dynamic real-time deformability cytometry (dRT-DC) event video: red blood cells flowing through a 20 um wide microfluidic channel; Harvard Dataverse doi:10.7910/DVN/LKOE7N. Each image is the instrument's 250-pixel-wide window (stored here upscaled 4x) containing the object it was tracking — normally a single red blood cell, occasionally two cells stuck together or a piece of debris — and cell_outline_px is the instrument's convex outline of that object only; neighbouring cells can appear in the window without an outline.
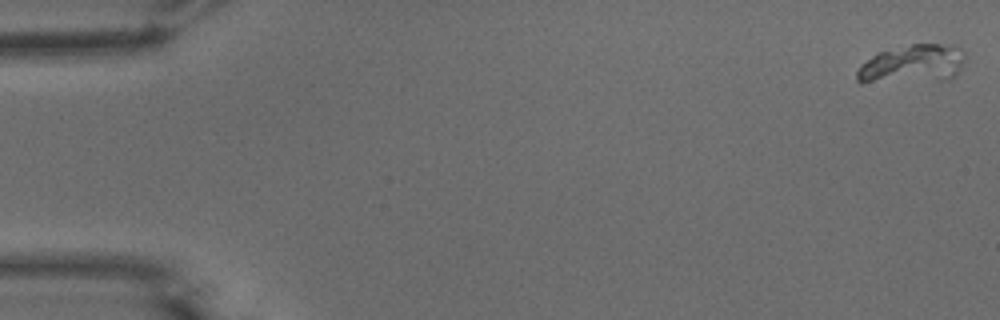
{"species": "common noctule bat (a hibernating species)", "species_latin": "Nyctalus noctula", "temperature_condition": "warm", "stored_images_in_passage": 54, "camera_frame_rate_fps": 3000, "um_per_image_px": 0.085, "animal": {"sex": "male", "body_mass_g": 15.6}, "frame": {"image": 1, "passage_image": 1, "time_ms": 0.0, "image_size_px": [1000, 320], "cell_outline_px": [[968, 56], [956, 72], [948, 80], [860, 84], [856, 80], [856, 72], [860, 64], [872, 56], [880, 52], [912, 44], [940, 44], [964, 52]], "centroid_in_image_um": [77.47, 5.49], "position_along_channel_um": 7.5, "area_um2": 24.28}}
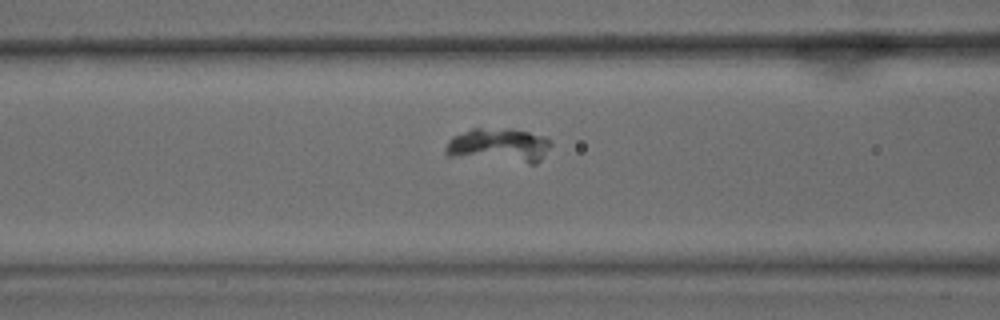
{"frame": {"image": 2, "passage_image": 22, "time_ms": 7.0, "image_size_px": [1000, 320], "cell_outline_px": [[552, 144], [540, 160], [536, 164], [532, 164], [448, 156], [444, 152], [444, 148], [448, 140], [452, 136], [472, 128], [512, 128], [544, 136], [552, 140]], "centroid_in_image_um": [42.38, 12.35], "position_along_channel_um": 124.2, "area_um2": 21.44}}
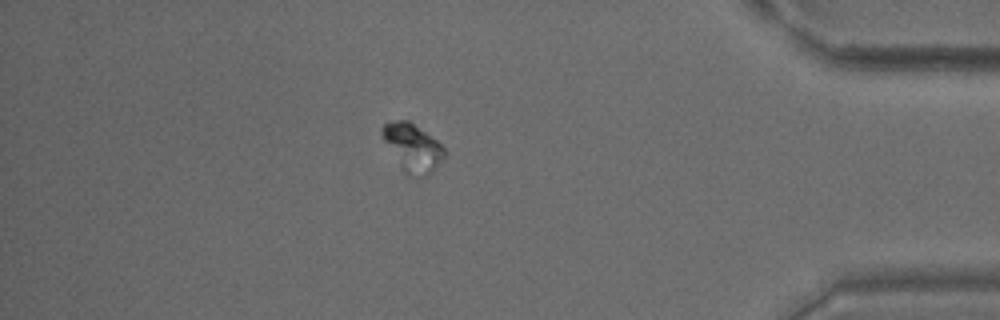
{"frame": {"image": 3, "passage_image": 47, "time_ms": 15.333, "image_size_px": [1000, 320], "cell_outline_px": [[444, 156], [432, 172], [424, 176], [420, 176], [384, 140], [380, 132], [380, 128], [384, 124], [396, 120], [408, 120], [436, 140], [444, 148]], "centroid_in_image_um": [35.13, 12.38], "position_along_channel_um": 400.1, "area_um2": 15.14}}